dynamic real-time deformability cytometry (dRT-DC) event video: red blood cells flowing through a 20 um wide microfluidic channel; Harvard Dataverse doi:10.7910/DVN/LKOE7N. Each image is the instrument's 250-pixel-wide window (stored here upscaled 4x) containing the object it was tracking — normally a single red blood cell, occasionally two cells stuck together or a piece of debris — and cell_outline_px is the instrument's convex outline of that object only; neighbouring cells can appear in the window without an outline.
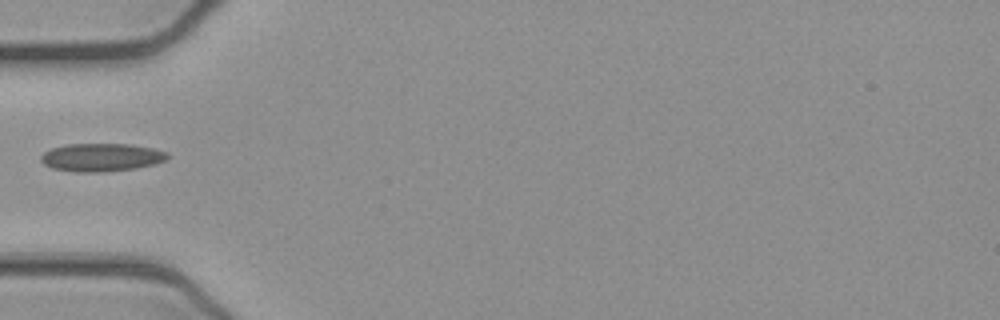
{"species": "common noctule bat (a hibernating species)", "species_latin": "Nyctalus noctula", "temperature_condition": "cold", "stored_images_in_passage": 34, "camera_frame_rate_fps": 3000, "um_per_image_px": 0.085, "animal": {"sex": "female", "body_mass_g": 21.9}, "frame": {"image": 1, "passage_image": 1, "time_ms": 0.0, "image_size_px": [1000, 320], "cell_outline_px": [[168, 156], [164, 160], [152, 164], [136, 168], [104, 172], [76, 172], [52, 168], [44, 164], [40, 160], [40, 156], [44, 152], [52, 148], [68, 144], [128, 144], [152, 148], [168, 152]], "centroid_in_image_um": [8.58, 13.37], "position_along_channel_um": 76.4, "area_um2": 20.58}}
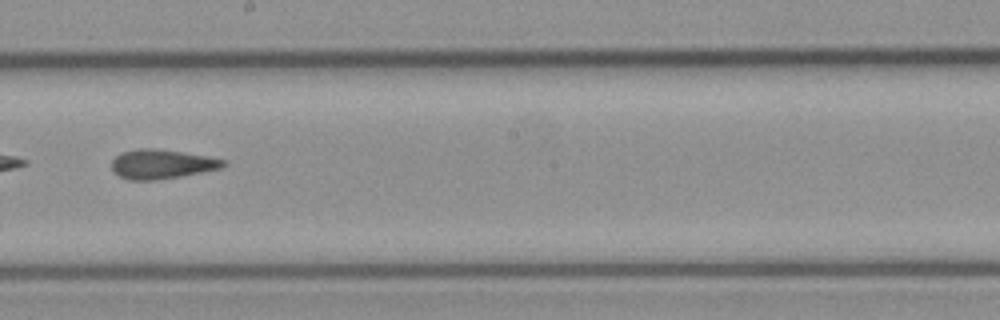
{"frame": {"image": 2, "passage_image": 13, "time_ms": 4.0, "image_size_px": [1000, 320], "cell_outline_px": [[228, 164], [220, 168], [180, 176], [156, 180], [128, 180], [112, 172], [112, 160], [120, 152], [140, 148], [156, 148], [208, 156], [228, 160]], "centroid_in_image_um": [13.74, 13.94], "position_along_channel_um": 234.5, "area_um2": 19.19}}
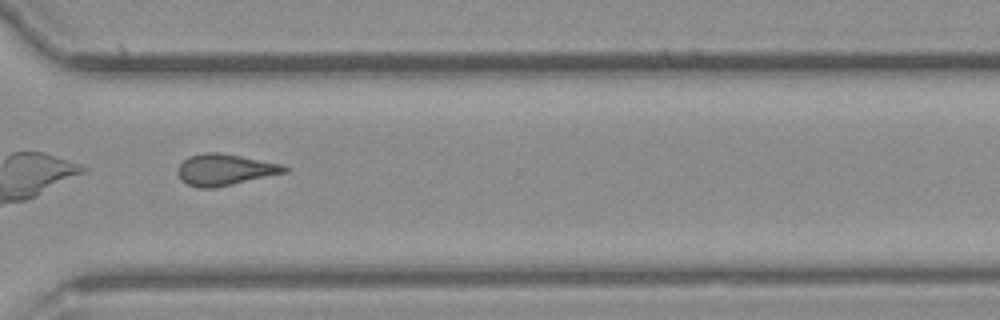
{"frame": {"image": 3, "passage_image": 22, "time_ms": 7.0, "image_size_px": [1000, 320], "cell_outline_px": [[288, 172], [232, 184], [212, 188], [200, 188], [188, 184], [180, 176], [180, 164], [188, 156], [204, 152], [220, 152], [284, 164], [288, 168]], "centroid_in_image_um": [19.17, 14.4], "position_along_channel_um": 351.4, "area_um2": 19.25}}